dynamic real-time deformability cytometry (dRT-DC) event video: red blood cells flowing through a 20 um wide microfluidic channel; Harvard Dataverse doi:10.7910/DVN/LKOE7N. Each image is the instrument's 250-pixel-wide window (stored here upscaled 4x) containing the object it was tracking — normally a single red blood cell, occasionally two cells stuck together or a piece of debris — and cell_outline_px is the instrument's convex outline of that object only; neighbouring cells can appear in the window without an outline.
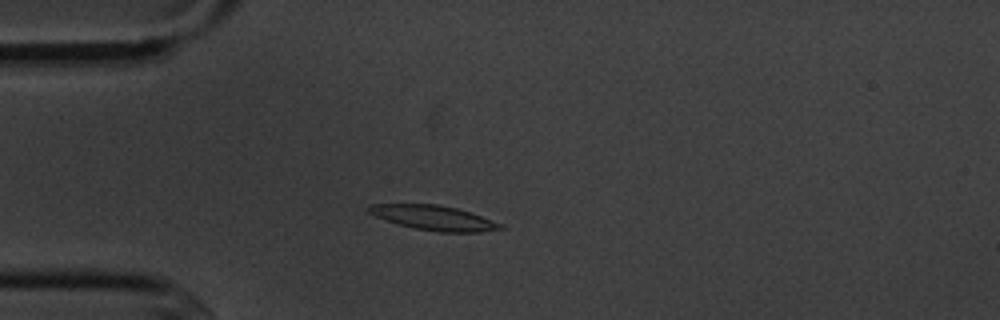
{"species": "common noctule bat (a hibernating species)", "species_latin": "Nyctalus noctula", "temperature_condition": "cold", "stored_images_in_passage": 3, "camera_frame_rate_fps": 3000, "um_per_image_px": 0.085, "animal": {"sex": "male", "body_mass_g": 20.1, "forearm_length_mm": 53.5}, "frame": {"image": 1, "passage_image": 3, "time_ms": 3.0, "image_size_px": [1000, 320], "cell_outline_px": [[504, 228], [480, 232], [440, 232], [416, 228], [396, 224], [376, 216], [368, 212], [364, 208], [372, 204], [436, 204], [456, 208], [504, 224]], "centroid_in_image_um": [36.84, 18.51], "position_along_channel_um": 48.2, "area_um2": 18.79}}